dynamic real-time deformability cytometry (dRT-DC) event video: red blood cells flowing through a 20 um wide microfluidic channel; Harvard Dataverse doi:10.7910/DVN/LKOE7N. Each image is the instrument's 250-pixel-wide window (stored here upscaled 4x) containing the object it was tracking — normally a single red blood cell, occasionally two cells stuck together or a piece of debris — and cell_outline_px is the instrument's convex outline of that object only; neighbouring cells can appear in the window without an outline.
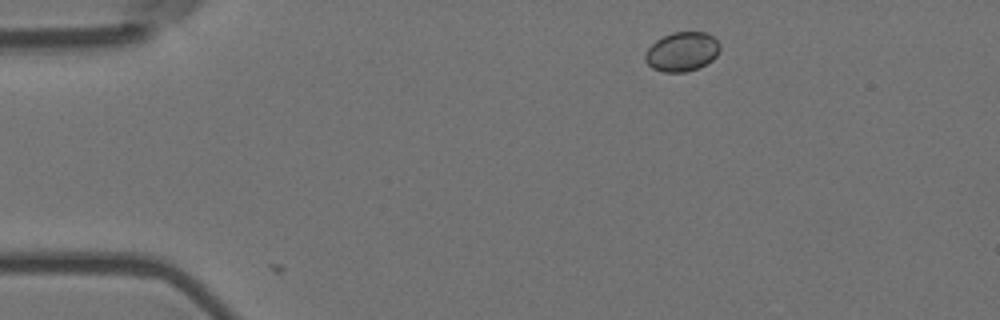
{"species": "Egyptian fruit bat (a non-hibernating species)", "species_latin": "Rousettus aegyptiacus", "temperature_condition": "room temperature", "stored_images_in_passage": 2, "camera_frame_rate_fps": 3000, "um_per_image_px": 0.085, "animal": {"sex": "female"}, "frame": {"image": 1, "passage_image": 1, "time_ms": 0.0, "image_size_px": [1000, 320], "cell_outline_px": [[720, 48], [716, 56], [712, 60], [696, 68], [684, 72], [664, 72], [652, 68], [644, 60], [644, 52], [656, 40], [672, 32], [708, 32], [720, 44]], "centroid_in_image_um": [57.95, 4.38], "position_along_channel_um": 27.1, "area_um2": 17.05}}